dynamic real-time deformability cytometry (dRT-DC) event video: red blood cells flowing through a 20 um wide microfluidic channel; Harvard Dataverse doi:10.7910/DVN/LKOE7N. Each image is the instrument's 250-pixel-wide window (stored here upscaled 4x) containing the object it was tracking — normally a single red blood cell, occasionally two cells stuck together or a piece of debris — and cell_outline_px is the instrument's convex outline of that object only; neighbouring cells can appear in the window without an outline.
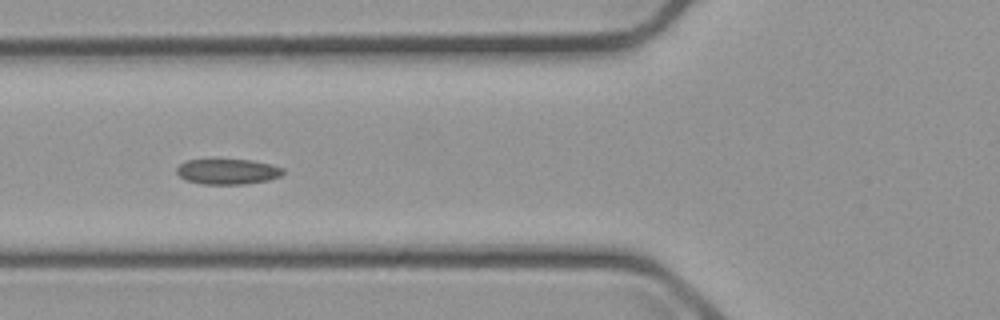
{"species": "common noctule bat (a hibernating species)", "species_latin": "Nyctalus noctula", "temperature_condition": "cold", "stored_images_in_passage": 5, "camera_frame_rate_fps": 3000, "um_per_image_px": 0.085, "animal": {"sex": "male", "body_mass_g": 23.1, "forearm_length_mm": 52.7}, "frame": {"image": 1, "passage_image": 5, "time_ms": 5.333, "image_size_px": [1000, 320], "cell_outline_px": [[284, 172], [280, 176], [268, 180], [244, 184], [204, 184], [188, 180], [180, 176], [176, 172], [176, 168], [180, 164], [188, 160], [252, 160], [272, 164], [284, 168]], "centroid_in_image_um": [19.39, 14.58], "position_along_channel_um": 106.4, "area_um2": 15.61}}